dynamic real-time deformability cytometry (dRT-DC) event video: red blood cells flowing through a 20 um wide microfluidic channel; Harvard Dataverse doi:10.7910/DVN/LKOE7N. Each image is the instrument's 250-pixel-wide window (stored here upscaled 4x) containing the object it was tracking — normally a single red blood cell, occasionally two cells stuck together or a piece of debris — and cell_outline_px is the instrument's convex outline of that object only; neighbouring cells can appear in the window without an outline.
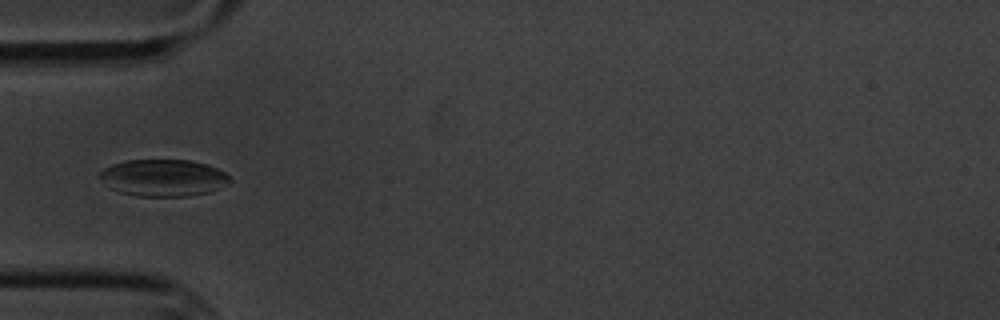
{"species": "common noctule bat (a hibernating species)", "species_latin": "Nyctalus noctula", "temperature_condition": "cold", "stored_images_in_passage": 15, "camera_frame_rate_fps": 3000, "um_per_image_px": 0.085, "animal": {"sex": "male", "body_mass_g": 20.1, "forearm_length_mm": 53.5}, "frame": {"image": 1, "passage_image": 5, "time_ms": 5.667, "image_size_px": [1000, 320], "cell_outline_px": [[232, 180], [228, 184], [212, 192], [188, 196], [136, 196], [120, 192], [112, 188], [100, 176], [100, 172], [104, 168], [112, 164], [124, 160], [188, 160], [204, 164], [216, 168], [224, 172]], "centroid_in_image_um": [13.92, 15.12], "position_along_channel_um": 71.1, "area_um2": 27.8}}
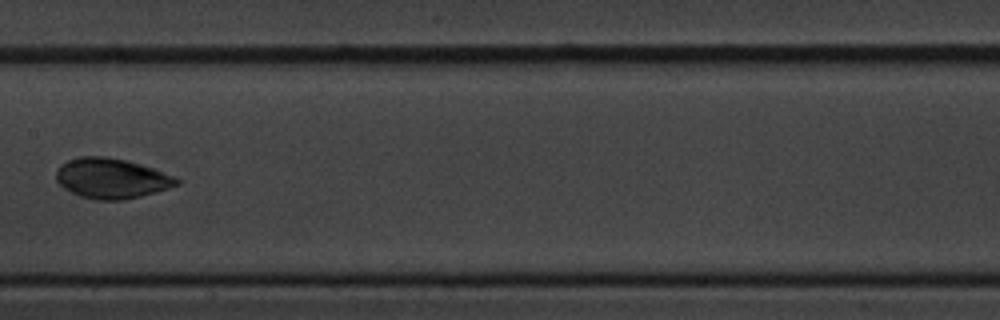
{"frame": {"image": 2, "passage_image": 8, "time_ms": 9.333, "image_size_px": [1000, 320], "cell_outline_px": [[180, 184], [156, 192], [124, 200], [96, 200], [80, 196], [64, 188], [56, 180], [56, 168], [60, 164], [68, 160], [80, 156], [108, 156], [140, 164], [176, 176], [180, 180]], "centroid_in_image_um": [9.47, 15.15], "position_along_channel_um": 197.9, "area_um2": 28.32}}
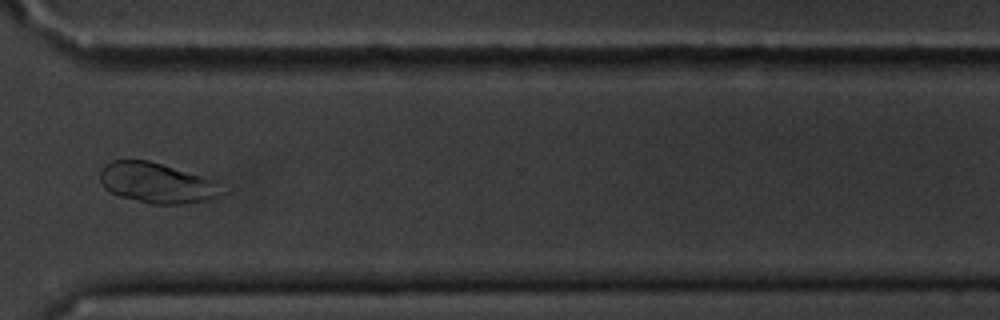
{"frame": {"image": 3, "passage_image": 12, "time_ms": 14.0, "image_size_px": [1000, 320], "cell_outline_px": [[228, 192], [212, 200], [180, 204], [152, 204], [120, 196], [104, 188], [100, 180], [100, 172], [104, 164], [112, 160], [148, 160], [216, 180]], "centroid_in_image_um": [13.4, 15.56], "position_along_channel_um": 357.2, "area_um2": 28.9}, "authors_computed_cell_mechanics": {"area_um2": 28.322, "velocity_mm_per_s": 3.42, "shape_relaxation_time_tau1_ms": null, "shape_relaxation_time_tau2_ms": 2.0897, "deformation_change_tau1": null, "deformation_change_tau2": 0.0219}}